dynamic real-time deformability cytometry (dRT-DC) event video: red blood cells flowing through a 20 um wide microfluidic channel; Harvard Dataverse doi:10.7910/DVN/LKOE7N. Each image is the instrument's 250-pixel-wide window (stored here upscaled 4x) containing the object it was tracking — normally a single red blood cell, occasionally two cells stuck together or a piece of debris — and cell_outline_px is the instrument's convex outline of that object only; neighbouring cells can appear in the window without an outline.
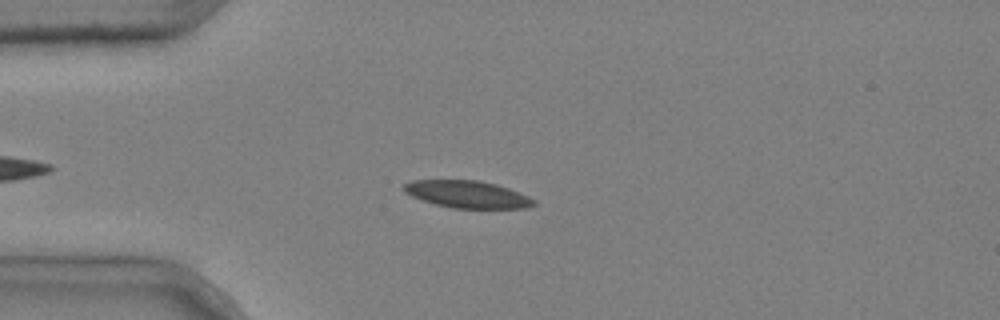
{"species": "common noctule bat (a hibernating species)", "species_latin": "Nyctalus noctula", "temperature_condition": "cold", "stored_images_in_passage": 5, "camera_frame_rate_fps": 3000, "um_per_image_px": 0.085, "animal": {"sex": "male", "body_mass_g": 20.4}, "frame": {"image": 1, "passage_image": 4, "time_ms": 1.0, "image_size_px": [1000, 320], "cell_outline_px": [[536, 204], [528, 208], [452, 208], [436, 204], [412, 196], [404, 192], [404, 184], [412, 180], [476, 180], [496, 184], [508, 188], [528, 196], [536, 200]], "centroid_in_image_um": [39.75, 16.51], "position_along_channel_um": 45.3, "area_um2": 20.46}}
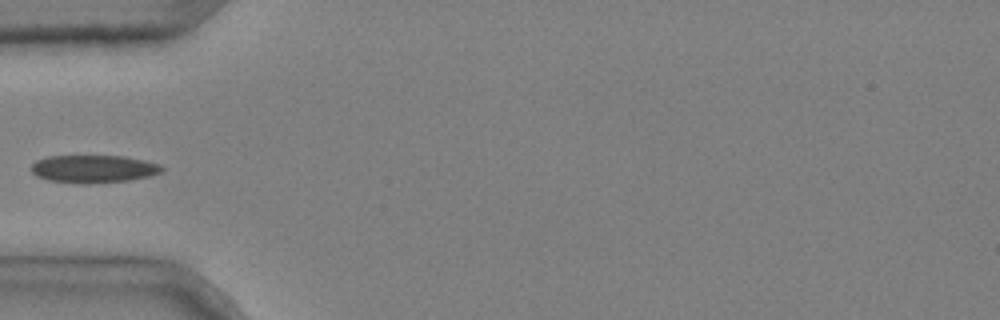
{"frame": {"image": 2, "passage_image": 5, "time_ms": 1.333, "image_size_px": [1000, 320], "cell_outline_px": [[164, 168], [160, 172], [148, 176], [128, 180], [88, 184], [80, 184], [48, 180], [36, 176], [32, 172], [32, 164], [36, 160], [48, 156], [124, 156], [144, 160], [160, 164]], "centroid_in_image_um": [7.92, 14.36], "position_along_channel_um": 77.1, "area_um2": 21.1}}